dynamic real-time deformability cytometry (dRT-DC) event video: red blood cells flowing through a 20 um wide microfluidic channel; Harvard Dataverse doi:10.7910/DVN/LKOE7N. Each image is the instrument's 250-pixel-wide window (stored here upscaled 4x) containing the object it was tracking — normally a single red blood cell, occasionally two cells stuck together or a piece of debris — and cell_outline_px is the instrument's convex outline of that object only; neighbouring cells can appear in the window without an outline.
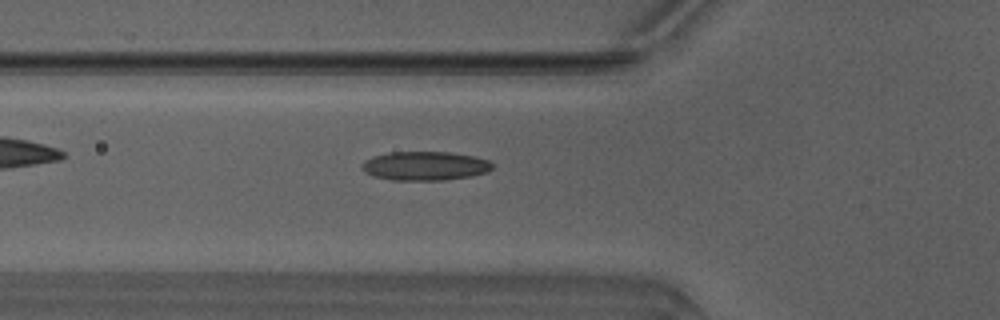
{"species": "Egyptian fruit bat (a non-hibernating species)", "species_latin": "Rousettus aegyptiacus", "temperature_condition": "warm", "stored_images_in_passage": 22, "camera_frame_rate_fps": 3000, "um_per_image_px": 0.085, "animal": {"sex": "male"}, "frame": {"image": 1, "passage_image": 6, "time_ms": 1.667, "image_size_px": [1000, 320], "cell_outline_px": [[492, 168], [488, 172], [472, 176], [444, 180], [392, 180], [372, 176], [364, 172], [360, 168], [360, 164], [364, 160], [372, 156], [388, 152], [448, 152], [476, 156], [488, 160], [492, 164]], "centroid_in_image_um": [36.08, 14.1], "position_along_channel_um": 89.7, "area_um2": 22.31}}
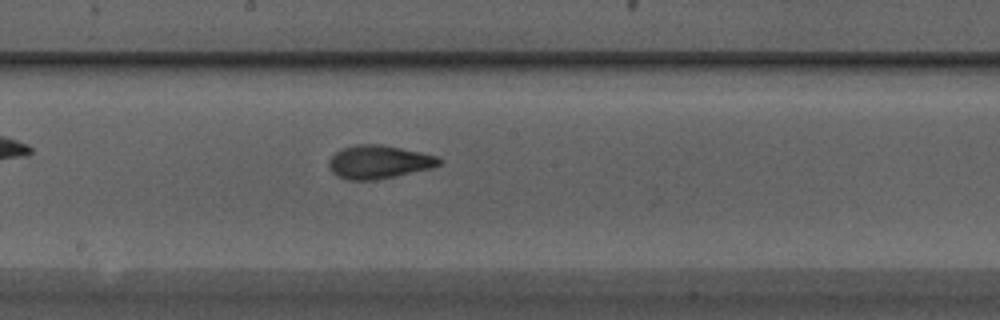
{"frame": {"image": 2, "passage_image": 15, "time_ms": 4.667, "image_size_px": [1000, 320], "cell_outline_px": [[440, 164], [432, 168], [396, 176], [376, 180], [348, 180], [336, 176], [328, 168], [328, 160], [340, 148], [356, 144], [380, 144], [420, 152], [436, 156], [440, 160]], "centroid_in_image_um": [32.14, 13.77], "position_along_channel_um": 216.1, "area_um2": 21.5}}